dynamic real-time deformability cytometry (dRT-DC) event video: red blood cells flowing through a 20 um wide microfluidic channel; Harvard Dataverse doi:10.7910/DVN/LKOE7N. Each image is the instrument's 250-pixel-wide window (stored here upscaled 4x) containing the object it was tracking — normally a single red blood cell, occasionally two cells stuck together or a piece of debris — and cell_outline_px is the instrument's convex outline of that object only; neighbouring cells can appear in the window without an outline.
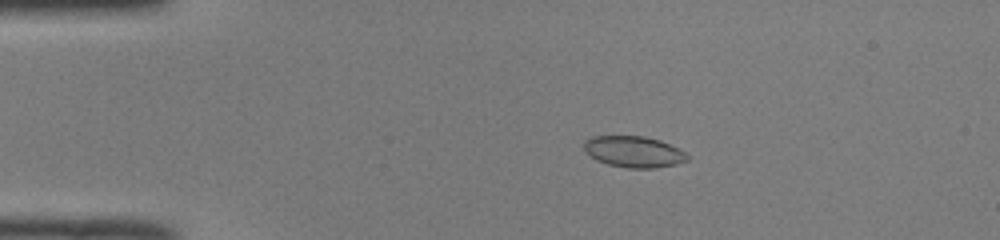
{"species": "common noctule bat (a hibernating species)", "species_latin": "Nyctalus noctula", "temperature_condition": "room temperature", "stored_images_in_passage": 46, "camera_frame_rate_fps": 3000, "um_per_image_px": 0.085, "animal": {"sex": "male", "body_mass_g": 19.0, "forearm_length_mm": 50.8}, "frame": {"image": 1, "passage_image": 6, "time_ms": 1.667, "image_size_px": [1000, 240], "cell_outline_px": [[692, 156], [688, 160], [676, 164], [656, 168], [628, 168], [608, 164], [596, 160], [584, 148], [584, 140], [592, 136], [644, 136], [660, 140], [680, 148]], "centroid_in_image_um": [53.93, 12.89], "position_along_channel_um": 31.1, "area_um2": 18.96}}
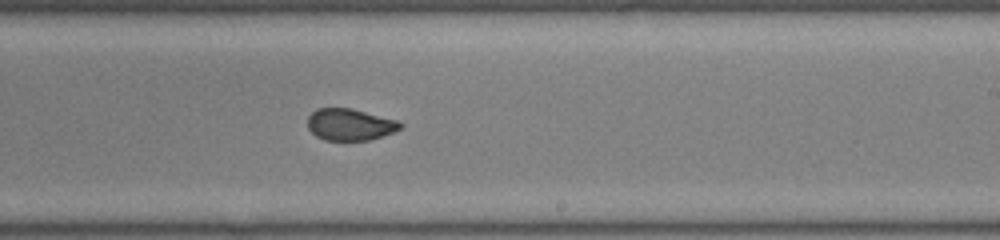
{"frame": {"image": 2, "passage_image": 27, "time_ms": 8.667, "image_size_px": [1000, 240], "cell_outline_px": [[404, 128], [368, 140], [324, 140], [316, 136], [308, 128], [308, 116], [316, 108], [352, 108], [396, 120], [404, 124]], "centroid_in_image_um": [29.74, 10.58], "position_along_channel_um": 259.3, "area_um2": 17.11}}
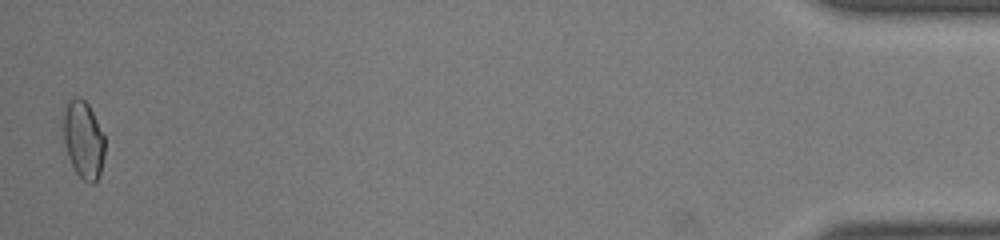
{"frame": {"image": 3, "passage_image": 46, "time_ms": 15.0, "image_size_px": [1000, 240], "cell_outline_px": [[104, 156], [100, 176], [92, 184], [88, 184], [76, 172], [68, 156], [64, 140], [64, 112], [72, 96], [80, 96], [88, 104], [104, 132]], "centroid_in_image_um": [7.12, 11.87], "position_along_channel_um": 428.1, "area_um2": 18.73}, "authors_computed_cell_mechanics": {"area_um2": 18.4382, "velocity_mm_per_s": 4.0688, "shape_relaxation_time_tau1_ms": null, "shape_relaxation_time_tau2_ms": 1.0225, "deformation_change_tau1": null, "deformation_change_tau2": 0.0459}}